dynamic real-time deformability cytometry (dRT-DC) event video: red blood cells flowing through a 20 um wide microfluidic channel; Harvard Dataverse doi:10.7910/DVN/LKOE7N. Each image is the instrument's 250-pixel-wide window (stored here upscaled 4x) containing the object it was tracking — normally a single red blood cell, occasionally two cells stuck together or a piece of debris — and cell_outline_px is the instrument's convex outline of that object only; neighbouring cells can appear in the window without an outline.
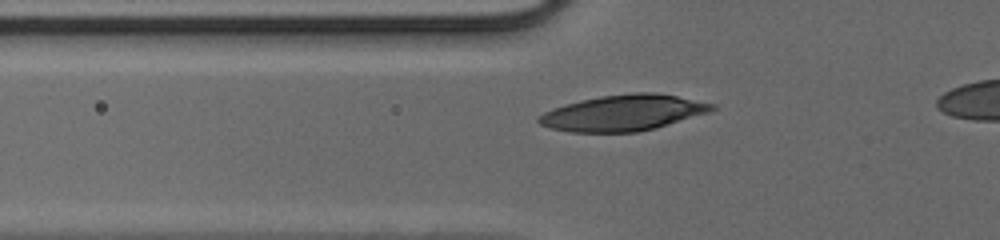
{"species": "human", "species_latin": "Homo sapiens", "temperature_condition": "cold", "stored_images_in_passage": 38, "camera_frame_rate_fps": 3000, "um_per_image_px": 0.085, "donor": {"sex": "male"}, "frame": {"image": 1, "passage_image": 11, "time_ms": 3.333, "image_size_px": [1000, 240], "cell_outline_px": [[716, 108], [712, 112], [656, 128], [636, 132], [572, 132], [552, 128], [540, 124], [536, 120], [544, 112], [552, 108], [564, 104], [580, 100], [600, 96], [632, 92], [656, 92], [716, 104]], "centroid_in_image_um": [53.01, 9.58], "position_along_channel_um": 72.8, "area_um2": 36.41}}
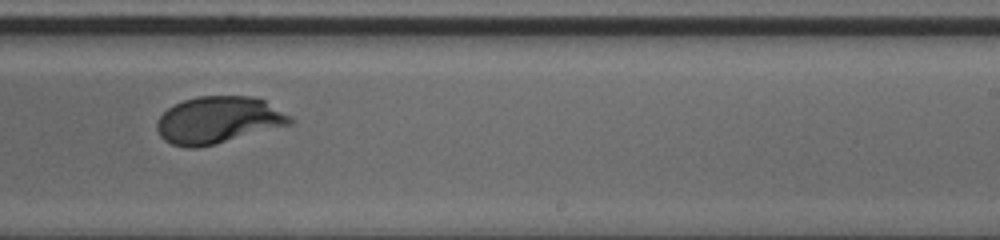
{"frame": {"image": 2, "passage_image": 25, "time_ms": 8.0, "image_size_px": [1000, 240], "cell_outline_px": [[292, 124], [196, 148], [184, 148], [172, 144], [164, 140], [160, 136], [156, 128], [156, 124], [160, 116], [168, 108], [184, 100], [200, 96], [252, 96], [264, 100], [292, 116]], "centroid_in_image_um": [18.54, 10.2], "position_along_channel_um": 270.5, "area_um2": 36.13}}
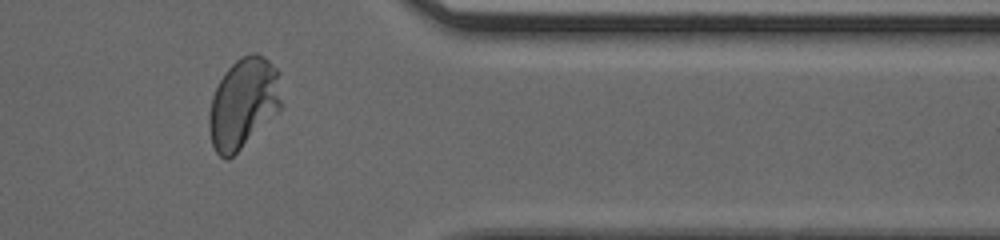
{"frame": {"image": 3, "passage_image": 34, "time_ms": 11.0, "image_size_px": [1000, 240], "cell_outline_px": [[280, 108], [228, 160], [224, 160], [216, 152], [212, 144], [208, 128], [208, 116], [212, 96], [224, 72], [236, 60], [252, 52], [256, 52], [264, 56], [280, 72]], "centroid_in_image_um": [20.65, 8.74], "position_along_channel_um": 390.7, "area_um2": 37.63}}